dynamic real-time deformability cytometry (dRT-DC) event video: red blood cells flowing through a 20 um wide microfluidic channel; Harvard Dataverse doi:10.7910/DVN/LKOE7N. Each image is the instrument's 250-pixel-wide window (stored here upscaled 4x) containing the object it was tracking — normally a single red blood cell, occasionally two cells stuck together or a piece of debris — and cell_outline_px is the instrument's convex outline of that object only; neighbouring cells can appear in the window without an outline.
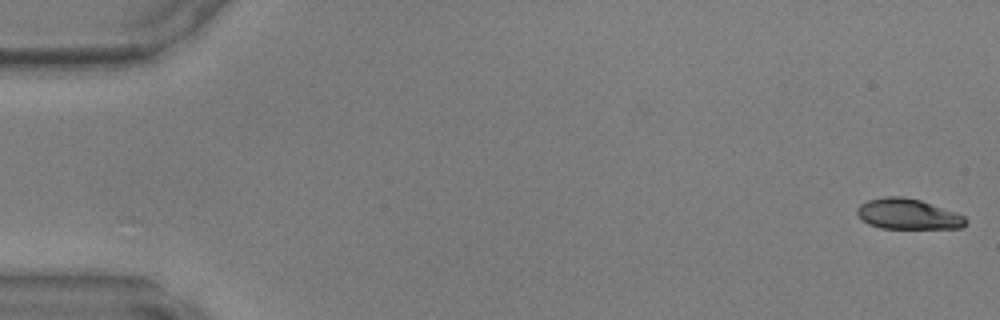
{"species": "common noctule bat (a hibernating species)", "species_latin": "Nyctalus noctula", "temperature_condition": "warm", "stored_images_in_passage": 48, "camera_frame_rate_fps": 3000, "um_per_image_px": 0.085, "animal": {"sex": "male", "body_mass_g": 17.9, "forearm_length_mm": 54.2}, "frame": {"image": 1, "passage_image": 1, "time_ms": 0.0, "image_size_px": [1000, 320], "cell_outline_px": [[968, 220], [960, 228], [880, 228], [868, 224], [856, 212], [856, 208], [860, 204], [868, 200], [884, 196], [900, 196], [920, 200], [956, 212], [964, 216]], "centroid_in_image_um": [77.16, 18.19], "position_along_channel_um": 7.8, "area_um2": 19.19}}
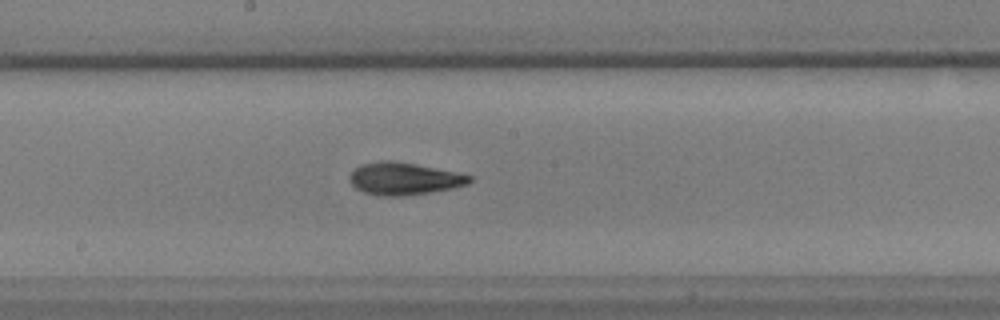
{"frame": {"image": 2, "passage_image": 26, "time_ms": 8.333, "image_size_px": [1000, 320], "cell_outline_px": [[472, 180], [468, 184], [452, 188], [432, 192], [404, 196], [380, 196], [364, 192], [356, 188], [348, 180], [348, 176], [356, 168], [364, 164], [384, 160], [392, 160], [416, 164], [456, 172], [472, 176]], "centroid_in_image_um": [34.34, 15.19], "position_along_channel_um": 213.9, "area_um2": 22.54}}
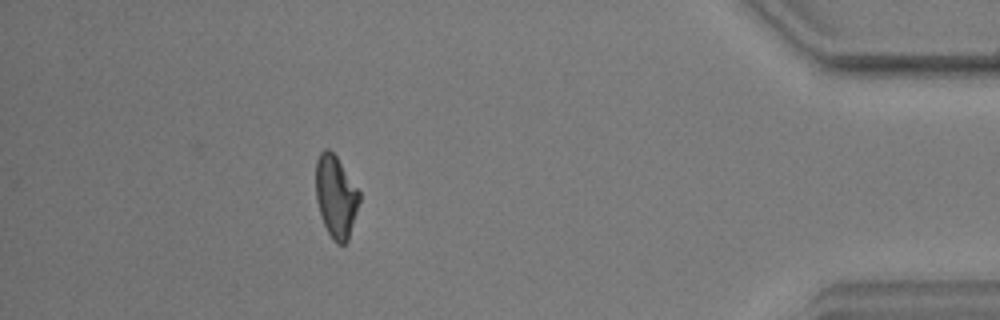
{"frame": {"image": 3, "passage_image": 43, "time_ms": 14.0, "image_size_px": [1000, 320], "cell_outline_px": [[360, 200], [348, 240], [344, 244], [336, 244], [332, 240], [324, 224], [316, 200], [316, 160], [320, 152], [324, 148], [328, 148], [336, 156], [360, 192]], "centroid_in_image_um": [28.54, 16.7], "position_along_channel_um": 406.7, "area_um2": 20.75}}